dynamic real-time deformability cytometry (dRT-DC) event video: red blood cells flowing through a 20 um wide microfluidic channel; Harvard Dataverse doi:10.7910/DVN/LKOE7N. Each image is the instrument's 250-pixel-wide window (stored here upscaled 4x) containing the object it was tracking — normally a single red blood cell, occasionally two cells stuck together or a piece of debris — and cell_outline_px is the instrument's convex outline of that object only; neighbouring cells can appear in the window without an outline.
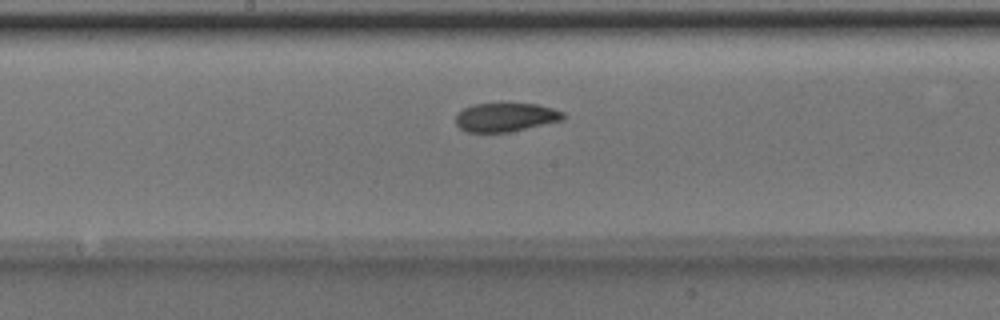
{"species": "Egyptian fruit bat (a non-hibernating species)", "species_latin": "Rousettus aegyptiacus", "temperature_condition": "room temperature", "stored_images_in_passage": 41, "camera_frame_rate_fps": 3000, "um_per_image_px": 0.085, "animal": {"sex": "male"}, "frame": {"image": 1, "passage_image": 17, "time_ms": 5.333, "image_size_px": [1000, 320], "cell_outline_px": [[564, 120], [508, 132], [464, 132], [456, 124], [456, 116], [464, 108], [476, 104], [500, 100], [536, 104], [552, 108], [564, 112]], "centroid_in_image_um": [42.98, 9.92], "position_along_channel_um": 205.2, "area_um2": 18.67}}
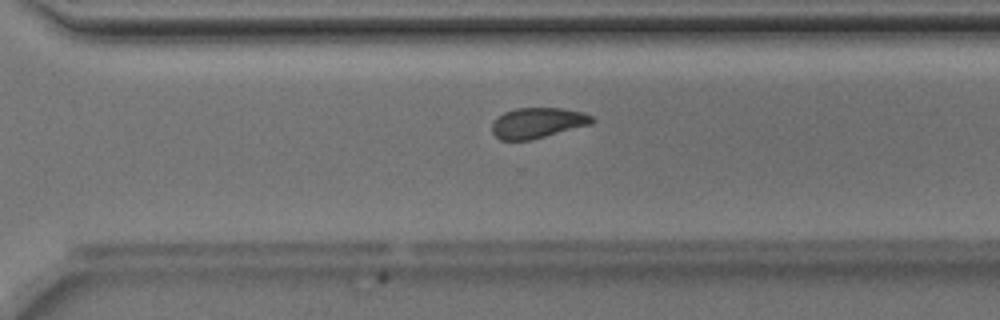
{"frame": {"image": 2, "passage_image": 26, "time_ms": 8.333, "image_size_px": [1000, 320], "cell_outline_px": [[596, 120], [592, 124], [532, 140], [500, 140], [492, 132], [492, 120], [504, 112], [516, 108], [564, 108], [584, 112], [592, 116]], "centroid_in_image_um": [45.71, 10.44], "position_along_channel_um": 324.9, "area_um2": 18.03}}
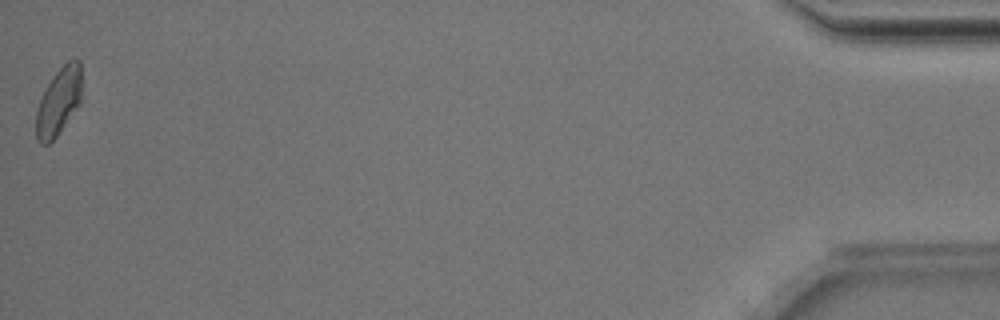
{"frame": {"image": 3, "passage_image": 41, "time_ms": 13.333, "image_size_px": [1000, 320], "cell_outline_px": [[80, 104], [56, 136], [48, 144], [40, 144], [36, 140], [36, 112], [40, 100], [52, 76], [68, 60], [76, 56], [80, 60]], "centroid_in_image_um": [4.98, 8.61], "position_along_channel_um": 430.2, "area_um2": 17.74}, "authors_computed_cell_mechanics": {"area_um2": 18.5538, "velocity_mm_per_s": 4.003, "shape_relaxation_time_tau1_ms": 3.739, "shape_relaxation_time_tau2_ms": 2.3, "deformation_change_tau1": 0.1015, "deformation_change_tau2": 0.0626}}